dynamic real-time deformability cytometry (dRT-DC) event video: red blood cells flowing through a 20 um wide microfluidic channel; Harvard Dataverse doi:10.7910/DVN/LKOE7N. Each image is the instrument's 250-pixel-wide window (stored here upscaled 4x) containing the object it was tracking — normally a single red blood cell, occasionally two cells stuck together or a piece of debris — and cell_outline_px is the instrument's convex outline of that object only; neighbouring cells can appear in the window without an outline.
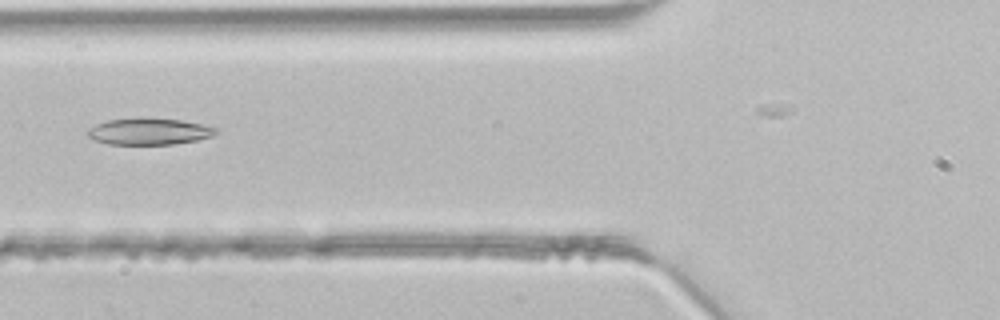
{"species": "common noctule bat (a hibernating species)", "species_latin": "Nyctalus noctula", "temperature_condition": "room temperature", "stored_images_in_passage": 36, "camera_frame_rate_fps": 3000, "um_per_image_px": 0.085, "animal": {"sex": "male", "body_mass_g": 21.5, "forearm_length_mm": 52.0}, "frame": {"image": 1, "passage_image": 17, "time_ms": 5.333, "image_size_px": [1000, 320], "cell_outline_px": [[216, 132], [212, 136], [196, 140], [172, 144], [108, 144], [96, 140], [88, 136], [88, 128], [96, 124], [108, 120], [140, 116], [180, 120], [200, 124], [216, 128]], "centroid_in_image_um": [12.63, 11.15], "position_along_channel_um": 113.2, "area_um2": 19.88}}
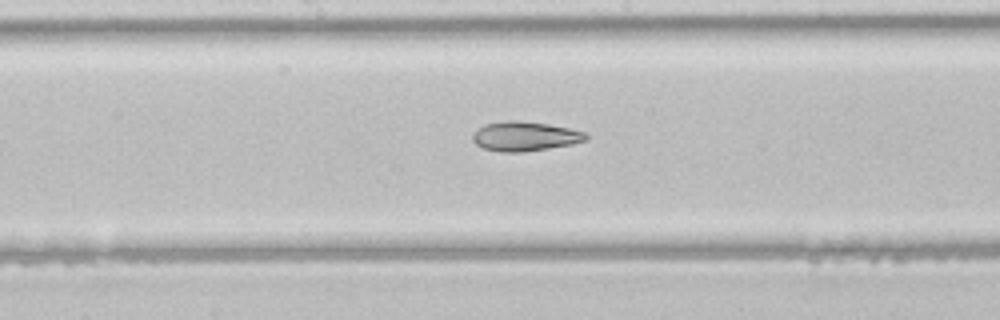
{"frame": {"image": 2, "passage_image": 23, "time_ms": 7.333, "image_size_px": [1000, 320], "cell_outline_px": [[588, 140], [572, 144], [524, 152], [500, 152], [484, 148], [476, 144], [472, 140], [472, 132], [484, 124], [508, 120], [516, 120], [548, 124], [568, 128], [584, 132], [588, 136]], "centroid_in_image_um": [44.59, 11.58], "position_along_channel_um": 203.6, "area_um2": 19.48}}
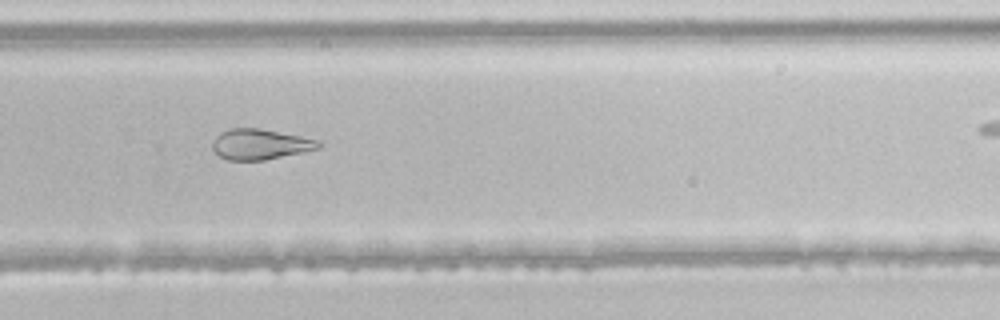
{"frame": {"image": 3, "passage_image": 30, "time_ms": 9.667, "image_size_px": [1000, 320], "cell_outline_px": [[320, 148], [264, 160], [228, 160], [220, 156], [212, 148], [212, 140], [220, 132], [228, 128], [260, 128], [320, 140]], "centroid_in_image_um": [22.08, 12.25], "position_along_channel_um": 307.7, "area_um2": 18.79}}